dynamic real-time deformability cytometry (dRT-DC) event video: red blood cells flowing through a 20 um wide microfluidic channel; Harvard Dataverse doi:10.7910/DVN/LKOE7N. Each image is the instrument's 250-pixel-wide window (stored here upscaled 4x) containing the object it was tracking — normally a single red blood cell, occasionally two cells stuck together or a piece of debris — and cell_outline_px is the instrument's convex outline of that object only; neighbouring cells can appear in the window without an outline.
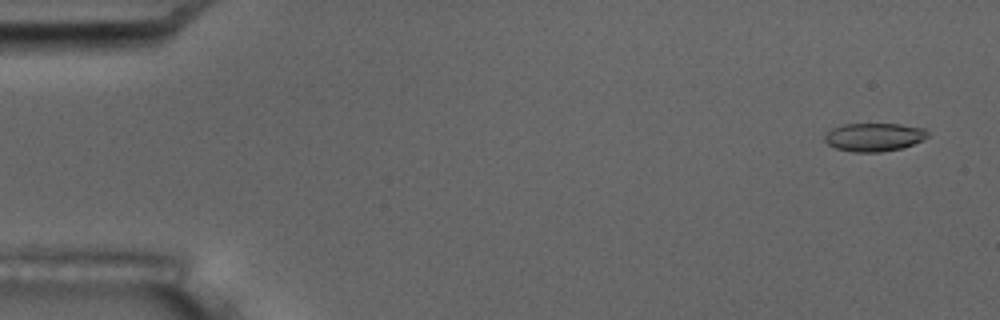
{"species": "common noctule bat (a hibernating species)", "species_latin": "Nyctalus noctula", "temperature_condition": "room temperature", "stored_images_in_passage": 5, "camera_frame_rate_fps": 3000, "um_per_image_px": 0.085, "animal": {"sex": "male", "body_mass_g": 17.5, "forearm_length_mm": 52.3}, "frame": {"image": 1, "passage_image": 1, "time_ms": 0.0, "image_size_px": [1000, 320], "cell_outline_px": [[928, 136], [924, 140], [904, 148], [880, 152], [852, 152], [836, 148], [828, 144], [824, 140], [824, 136], [832, 128], [844, 124], [900, 124], [924, 128], [928, 132]], "centroid_in_image_um": [74.32, 11.66], "position_along_channel_um": 10.7, "area_um2": 17.11}}